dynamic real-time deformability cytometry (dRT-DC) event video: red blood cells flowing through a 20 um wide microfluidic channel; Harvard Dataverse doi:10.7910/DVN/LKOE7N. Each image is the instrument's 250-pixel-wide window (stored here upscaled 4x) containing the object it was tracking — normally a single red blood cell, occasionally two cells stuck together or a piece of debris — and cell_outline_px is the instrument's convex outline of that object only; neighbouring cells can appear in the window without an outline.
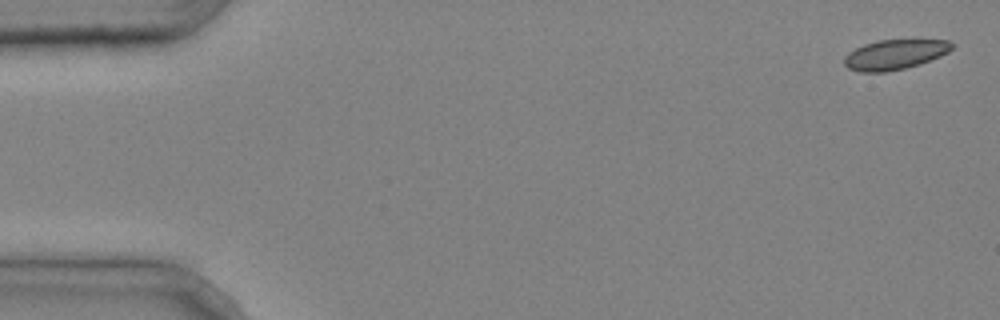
{"species": "common noctule bat (a hibernating species)", "species_latin": "Nyctalus noctula", "temperature_condition": "cold", "stored_images_in_passage": 4, "camera_frame_rate_fps": 3000, "um_per_image_px": 0.085, "animal": {"sex": "male", "body_mass_g": 20.4}, "frame": {"image": 1, "passage_image": 1, "time_ms": 0.0, "image_size_px": [1000, 320], "cell_outline_px": [[952, 48], [948, 52], [940, 56], [920, 64], [904, 68], [884, 72], [860, 72], [848, 68], [844, 64], [844, 56], [848, 52], [864, 44], [880, 40], [948, 40], [952, 44]], "centroid_in_image_um": [76.02, 4.64], "position_along_channel_um": 9.0, "area_um2": 18.61}}
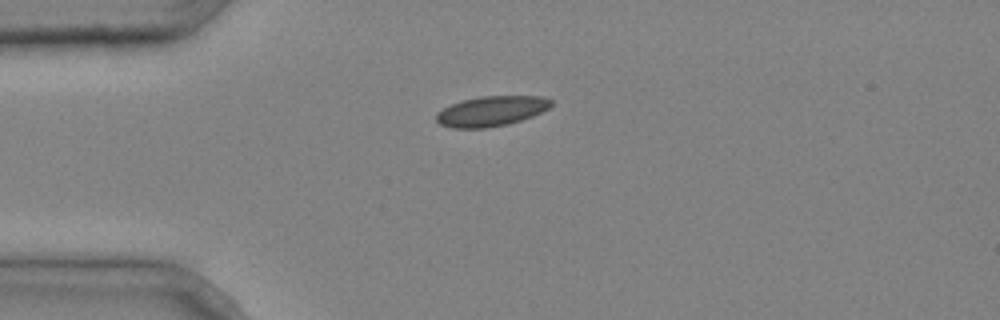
{"frame": {"image": 2, "passage_image": 4, "time_ms": 1.0, "image_size_px": [1000, 320], "cell_outline_px": [[552, 104], [548, 108], [532, 116], [508, 124], [484, 128], [452, 128], [440, 124], [436, 120], [436, 112], [452, 104], [464, 100], [480, 96], [544, 96], [552, 100]], "centroid_in_image_um": [41.75, 9.44], "position_along_channel_um": 43.2, "area_um2": 20.0}}